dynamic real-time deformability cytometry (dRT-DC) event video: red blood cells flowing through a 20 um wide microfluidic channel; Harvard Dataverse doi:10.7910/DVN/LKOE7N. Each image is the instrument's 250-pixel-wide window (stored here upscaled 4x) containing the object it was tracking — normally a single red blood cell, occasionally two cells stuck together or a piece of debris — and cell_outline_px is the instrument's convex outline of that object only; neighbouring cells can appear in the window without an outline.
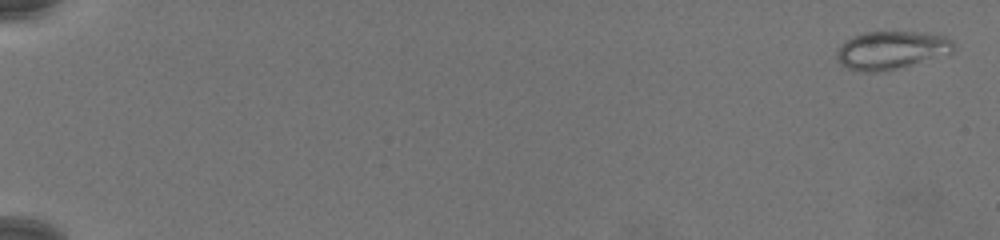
{"species": "common noctule bat (a hibernating species)", "species_latin": "Nyctalus noctula", "temperature_condition": "warm", "stored_images_in_passage": 40, "camera_frame_rate_fps": 3000, "um_per_image_px": 0.085, "animal": {"sex": "female", "body_mass_g": 19.5, "forearm_length_mm": 54.1}, "frame": {"image": 1, "passage_image": 1, "time_ms": 0.0, "image_size_px": [1000, 240], "cell_outline_px": [[956, 48], [952, 52], [896, 68], [880, 72], [864, 72], [848, 68], [840, 64], [836, 56], [836, 52], [840, 44], [852, 36], [864, 32], [928, 32], [944, 36], [952, 40]], "centroid_in_image_um": [75.72, 4.24], "position_along_channel_um": 9.3, "area_um2": 25.78}}
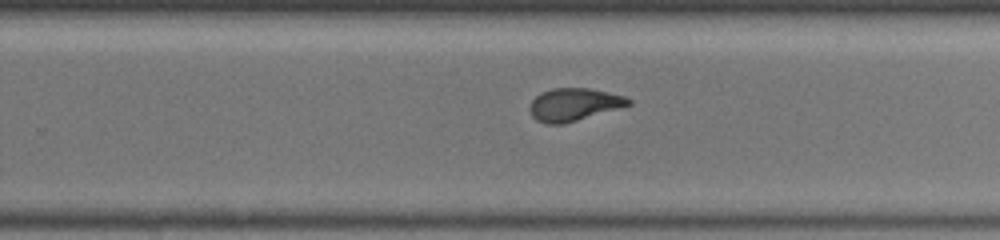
{"frame": {"image": 2, "passage_image": 26, "time_ms": 8.333, "image_size_px": [1000, 240], "cell_outline_px": [[632, 104], [564, 124], [544, 124], [536, 120], [532, 116], [528, 108], [532, 100], [540, 92], [552, 88], [588, 88], [624, 96], [632, 100]], "centroid_in_image_um": [48.73, 8.89], "position_along_channel_um": 281.1, "area_um2": 18.79}}
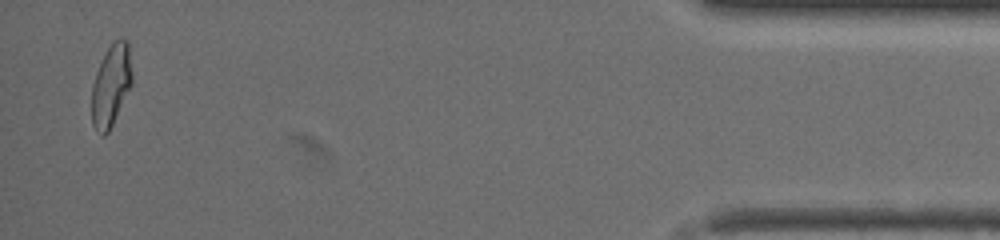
{"frame": {"image": 3, "passage_image": 39, "time_ms": 12.667, "image_size_px": [1000, 240], "cell_outline_px": [[132, 84], [108, 132], [104, 136], [100, 136], [96, 132], [92, 124], [92, 84], [96, 72], [108, 48], [120, 36], [128, 40], [132, 72]], "centroid_in_image_um": [9.44, 7.26], "position_along_channel_um": 425.8, "area_um2": 19.19}}